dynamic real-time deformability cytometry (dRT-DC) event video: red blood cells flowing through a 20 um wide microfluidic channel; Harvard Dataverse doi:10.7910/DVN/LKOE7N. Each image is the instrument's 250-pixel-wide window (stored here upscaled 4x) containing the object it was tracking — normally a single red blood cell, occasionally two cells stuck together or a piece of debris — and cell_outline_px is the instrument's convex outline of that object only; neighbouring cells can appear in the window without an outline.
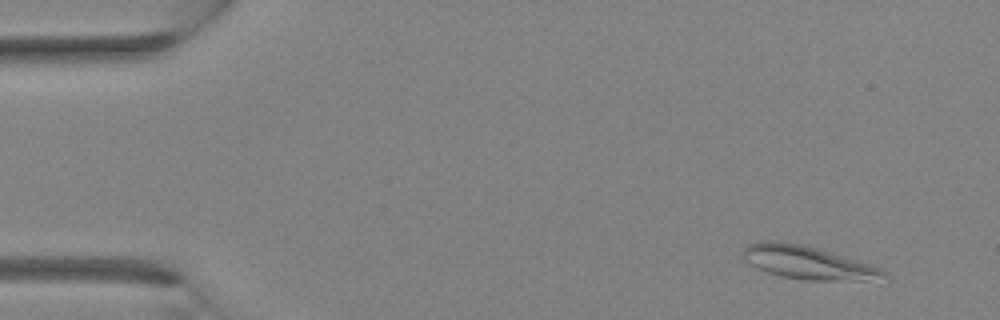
{"species": "Egyptian fruit bat (a non-hibernating species)", "species_latin": "Rousettus aegyptiacus", "temperature_condition": "room temperature", "stored_images_in_passage": 4, "camera_frame_rate_fps": 3000, "um_per_image_px": 0.085, "animal": {"sex": "female"}, "frame": {"image": 1, "passage_image": 1, "time_ms": 0.0, "image_size_px": [1000, 320], "cell_outline_px": [[888, 276], [864, 280], [804, 280], [780, 276], [756, 268], [744, 260], [740, 256], [740, 252], [748, 244], [756, 240], [780, 240], [804, 244], [844, 256], [880, 268], [888, 272]], "centroid_in_image_um": [68.53, 22.28], "position_along_channel_um": 16.5, "area_um2": 27.4}}